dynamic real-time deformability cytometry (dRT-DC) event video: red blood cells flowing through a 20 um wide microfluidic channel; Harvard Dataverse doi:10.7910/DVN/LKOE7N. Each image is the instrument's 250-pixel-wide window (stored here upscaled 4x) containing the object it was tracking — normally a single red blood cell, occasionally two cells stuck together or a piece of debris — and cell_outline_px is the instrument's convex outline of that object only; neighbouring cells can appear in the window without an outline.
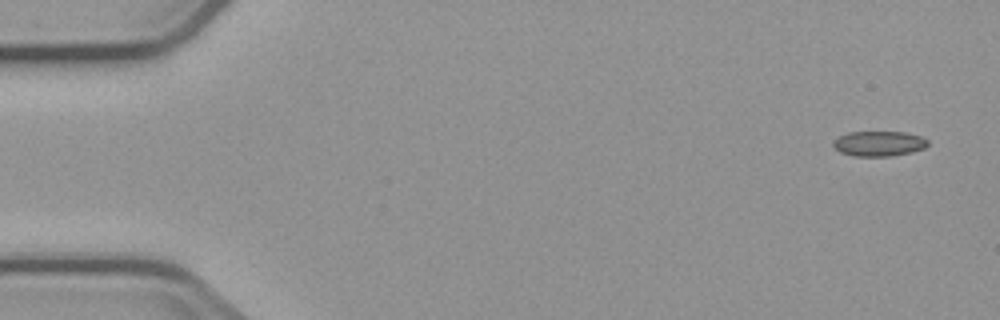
{"species": "common noctule bat (a hibernating species)", "species_latin": "Nyctalus noctula", "temperature_condition": "cold", "stored_images_in_passage": 5, "camera_frame_rate_fps": 3000, "um_per_image_px": 0.085, "animal": {"sex": "male", "body_mass_g": 23.1, "forearm_length_mm": 52.7}, "frame": {"image": 1, "passage_image": 1, "time_ms": 0.0, "image_size_px": [1000, 320], "cell_outline_px": [[928, 144], [924, 148], [912, 152], [888, 156], [856, 156], [840, 152], [832, 144], [832, 140], [848, 132], [904, 132], [920, 136], [928, 140]], "centroid_in_image_um": [74.7, 12.2], "position_along_channel_um": 10.3, "area_um2": 13.76}}